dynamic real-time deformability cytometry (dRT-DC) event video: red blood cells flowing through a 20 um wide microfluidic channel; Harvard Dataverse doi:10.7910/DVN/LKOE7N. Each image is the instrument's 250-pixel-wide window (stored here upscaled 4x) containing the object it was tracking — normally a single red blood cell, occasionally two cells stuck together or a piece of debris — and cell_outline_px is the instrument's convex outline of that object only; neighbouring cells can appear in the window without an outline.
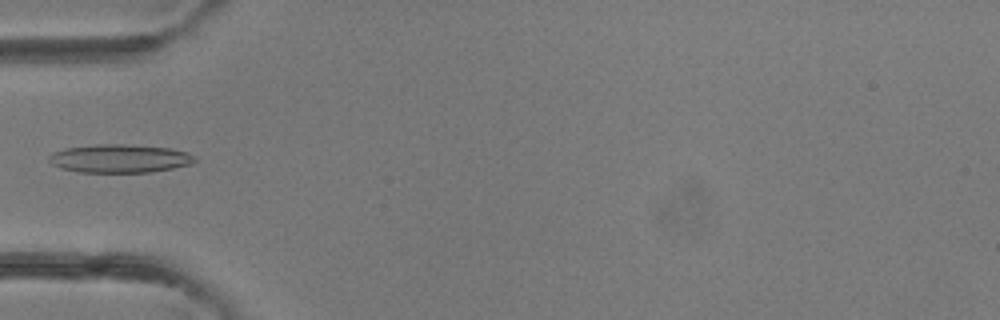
{"species": "common noctule bat (a hibernating species)", "species_latin": "Nyctalus noctula", "temperature_condition": "room temperature", "stored_images_in_passage": 4, "camera_frame_rate_fps": 3000, "um_per_image_px": 0.085, "animal": {"sex": "female"}, "frame": {"image": 1, "passage_image": 4, "time_ms": 3.333, "image_size_px": [1000, 320], "cell_outline_px": [[196, 160], [188, 164], [172, 168], [152, 172], [80, 172], [60, 168], [52, 164], [48, 160], [48, 156], [52, 152], [64, 148], [96, 144], [124, 144], [172, 148], [188, 152], [196, 156]], "centroid_in_image_um": [10.15, 13.46], "position_along_channel_um": 74.9, "area_um2": 24.22}}